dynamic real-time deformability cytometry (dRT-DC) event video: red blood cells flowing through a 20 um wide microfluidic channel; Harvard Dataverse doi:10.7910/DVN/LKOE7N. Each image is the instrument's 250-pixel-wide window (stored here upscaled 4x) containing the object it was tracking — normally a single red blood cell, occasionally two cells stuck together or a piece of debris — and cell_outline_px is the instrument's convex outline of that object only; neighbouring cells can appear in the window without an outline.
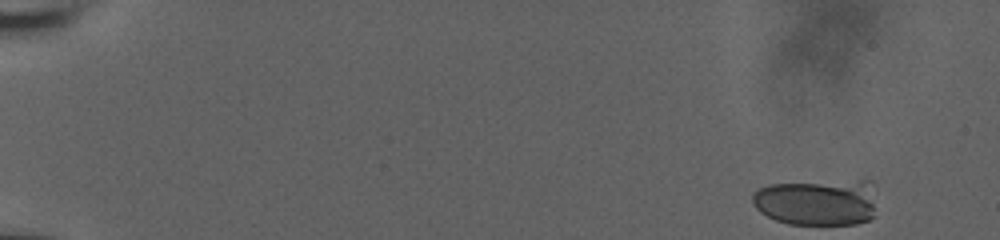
{"species": "human", "species_latin": "Homo sapiens", "temperature_condition": "room temperature", "stored_images_in_passage": 52, "camera_frame_rate_fps": 3000, "um_per_image_px": 0.085, "donor": {"sex": "male"}, "frame": {"image": 1, "passage_image": 1, "time_ms": 0.0, "image_size_px": [1000, 240], "cell_outline_px": [[876, 216], [868, 220], [856, 224], [788, 224], [776, 220], [760, 212], [752, 204], [752, 192], [768, 184], [860, 180], [868, 180]], "centroid_in_image_um": [69.4, 17.2], "position_along_channel_um": 15.6, "area_um2": 33.58}}
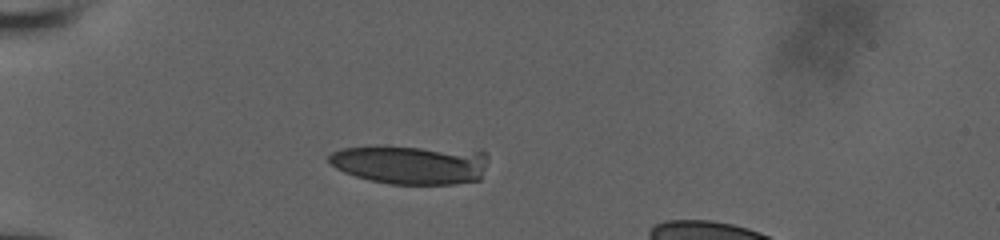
{"frame": {"image": 2, "passage_image": 15, "time_ms": 4.667, "image_size_px": [1000, 240], "cell_outline_px": [[488, 160], [480, 180], [456, 184], [388, 184], [368, 180], [344, 172], [336, 168], [328, 160], [328, 156], [332, 152], [344, 148], [376, 144], [384, 144], [480, 148], [488, 156]], "centroid_in_image_um": [34.98, 13.92], "position_along_channel_um": 50.0, "area_um2": 38.32}}